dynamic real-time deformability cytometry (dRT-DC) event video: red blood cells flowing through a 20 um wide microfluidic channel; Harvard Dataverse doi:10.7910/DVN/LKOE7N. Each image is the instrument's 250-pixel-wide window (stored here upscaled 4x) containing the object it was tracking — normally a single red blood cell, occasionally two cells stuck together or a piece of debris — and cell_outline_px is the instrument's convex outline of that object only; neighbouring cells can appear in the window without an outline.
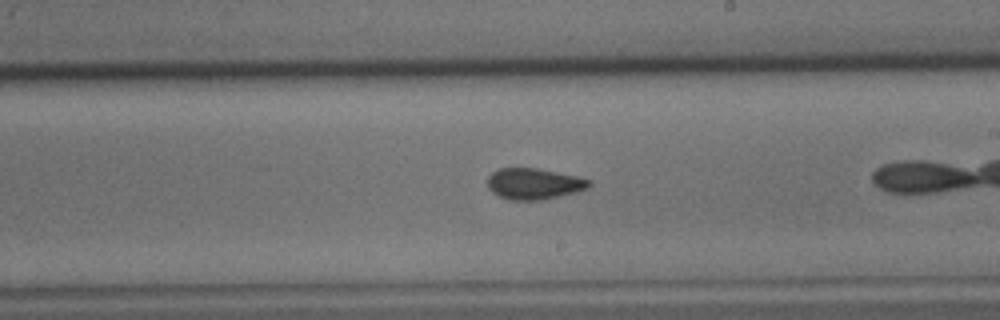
{"species": "common noctule bat (a hibernating species)", "species_latin": "Nyctalus noctula", "temperature_condition": "cold", "stored_images_in_passage": 42, "camera_frame_rate_fps": 3000, "um_per_image_px": 0.085, "animal": {"sex": "male", "body_mass_g": 15.6}, "frame": {"image": 1, "passage_image": 30, "time_ms": 9.667, "image_size_px": [1000, 320], "cell_outline_px": [[592, 184], [588, 188], [576, 192], [540, 200], [512, 200], [500, 196], [492, 192], [488, 188], [488, 176], [492, 172], [500, 168], [536, 168], [580, 176], [592, 180]], "centroid_in_image_um": [45.42, 15.61], "position_along_channel_um": 243.6, "area_um2": 18.5}}
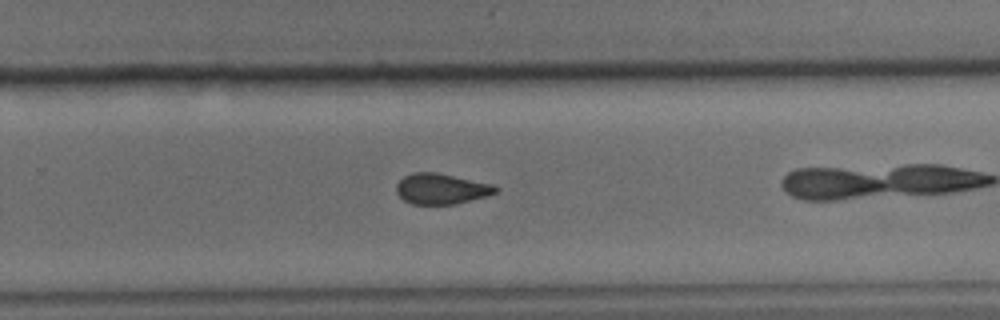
{"frame": {"image": 2, "passage_image": 34, "time_ms": 11.0, "image_size_px": [1000, 320], "cell_outline_px": [[500, 188], [496, 192], [488, 196], [456, 204], [412, 204], [404, 200], [396, 192], [396, 184], [404, 176], [412, 172], [436, 172], [492, 184]], "centroid_in_image_um": [37.51, 16.05], "position_along_channel_um": 292.3, "area_um2": 17.74}}
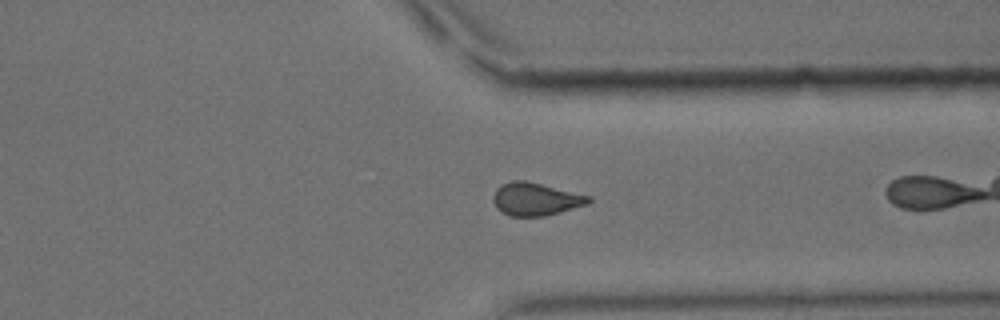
{"frame": {"image": 3, "passage_image": 40, "time_ms": 13.0, "image_size_px": [1000, 320], "cell_outline_px": [[592, 200], [588, 204], [560, 212], [544, 216], [512, 216], [496, 208], [492, 200], [492, 196], [496, 188], [500, 184], [512, 180], [528, 180], [592, 196]], "centroid_in_image_um": [45.53, 16.9], "position_along_channel_um": 365.9, "area_um2": 18.55}}